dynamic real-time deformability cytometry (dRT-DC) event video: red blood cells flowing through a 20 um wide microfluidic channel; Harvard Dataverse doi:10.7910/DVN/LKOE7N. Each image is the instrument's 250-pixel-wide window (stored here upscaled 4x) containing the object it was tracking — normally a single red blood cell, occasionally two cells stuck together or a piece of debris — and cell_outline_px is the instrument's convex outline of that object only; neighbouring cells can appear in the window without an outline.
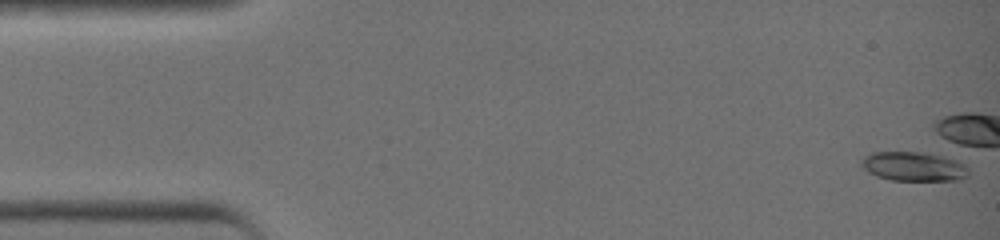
{"species": "common noctule bat (a hibernating species)", "species_latin": "Nyctalus noctula", "temperature_condition": "warm", "stored_images_in_passage": 43, "camera_frame_rate_fps": 3000, "um_per_image_px": 0.085, "animal": {"sex": "female", "body_mass_g": 19.0, "forearm_length_mm": 51.5}, "frame": {"image": 1, "passage_image": 1, "time_ms": 0.0, "image_size_px": [1000, 240], "cell_outline_px": [[964, 176], [956, 180], [892, 180], [876, 176], [864, 164], [864, 160], [868, 156], [876, 152], [916, 152], [936, 156], [952, 160], [960, 164]], "centroid_in_image_um": [77.58, 14.16], "position_along_channel_um": 7.4, "area_um2": 16.65}}
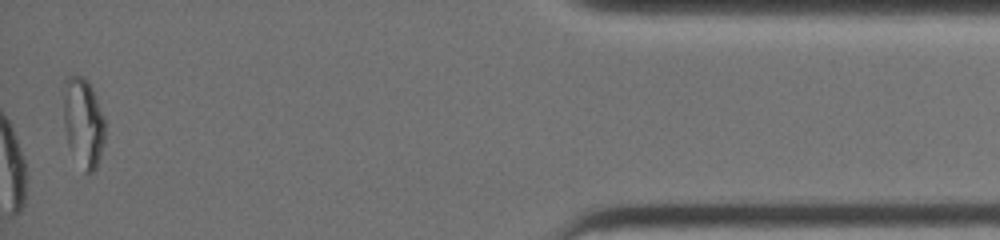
{"frame": {"image": 2, "passage_image": 43, "time_ms": 14.0, "image_size_px": [1000, 240], "cell_outline_px": [[104, 140], [96, 168], [92, 172], [88, 172], [68, 140], [64, 124], [64, 80], [68, 76], [80, 76], [88, 84], [92, 92], [104, 120]], "centroid_in_image_um": [7.07, 10.33], "position_along_channel_um": 428.1, "area_um2": 19.94}, "authors_computed_cell_mechanics": {"area_um2": 15.8372, "velocity_mm_per_s": 4.6254, "shape_relaxation_time_tau1_ms": 4.019, "shape_relaxation_time_tau2_ms": null, "deformation_change_tau1": 0.1492, "deformation_change_tau2": null}}